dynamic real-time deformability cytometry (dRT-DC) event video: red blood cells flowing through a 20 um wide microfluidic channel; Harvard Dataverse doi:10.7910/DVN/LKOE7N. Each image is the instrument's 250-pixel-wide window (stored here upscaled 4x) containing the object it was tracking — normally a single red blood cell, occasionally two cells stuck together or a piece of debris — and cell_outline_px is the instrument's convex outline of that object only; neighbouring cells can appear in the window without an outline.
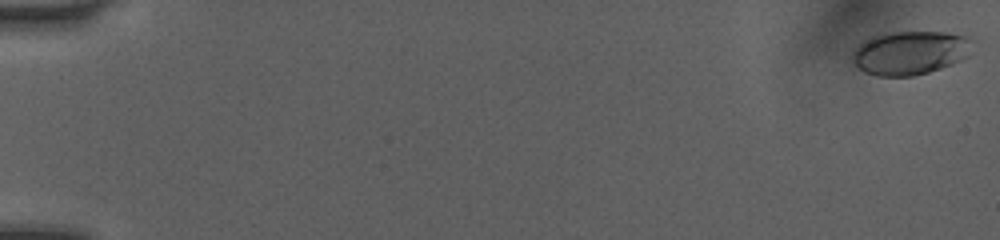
{"species": "human", "species_latin": "Homo sapiens", "temperature_condition": "room temperature", "stored_images_in_passage": 52, "camera_frame_rate_fps": 3000, "um_per_image_px": 0.085, "donor": {"sex": "female"}, "frame": {"image": 1, "passage_image": 1, "time_ms": 0.0, "image_size_px": [1000, 240], "cell_outline_px": [[972, 40], [968, 56], [952, 64], [928, 72], [912, 76], [876, 76], [864, 72], [852, 64], [852, 52], [864, 40], [888, 32], [944, 32], [968, 36]], "centroid_in_image_um": [77.33, 4.49], "position_along_channel_um": 7.7, "area_um2": 30.58}}
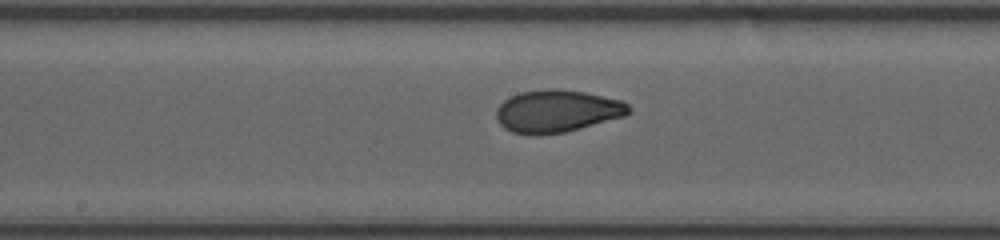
{"frame": {"image": 2, "passage_image": 29, "time_ms": 9.333, "image_size_px": [1000, 240], "cell_outline_px": [[632, 112], [624, 116], [580, 128], [564, 132], [540, 136], [532, 136], [512, 132], [504, 128], [496, 120], [496, 108], [504, 100], [520, 92], [548, 88], [556, 88], [584, 92], [620, 100], [628, 104], [632, 108]], "centroid_in_image_um": [47.32, 9.46], "position_along_channel_um": 200.9, "area_um2": 33.0}}
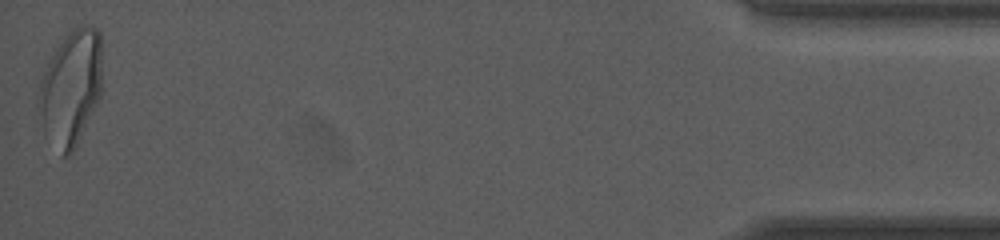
{"frame": {"image": 3, "passage_image": 52, "time_ms": 17.0, "image_size_px": [1000, 240], "cell_outline_px": [[100, 96], [72, 152], [68, 156], [60, 156], [44, 136], [36, 104], [40, 80], [56, 48], [80, 24], [88, 24], [96, 28], [100, 32]], "centroid_in_image_um": [5.97, 7.53], "position_along_channel_um": 429.2, "area_um2": 42.31}, "authors_computed_cell_mechanics": {"area_um2": 31.6166, "velocity_mm_per_s": 4.0668, "shape_relaxation_time_tau1_ms": 3.4943, "shape_relaxation_time_tau2_ms": 0.7692, "deformation_change_tau1": 0.1435, "deformation_change_tau2": 0.0485}}